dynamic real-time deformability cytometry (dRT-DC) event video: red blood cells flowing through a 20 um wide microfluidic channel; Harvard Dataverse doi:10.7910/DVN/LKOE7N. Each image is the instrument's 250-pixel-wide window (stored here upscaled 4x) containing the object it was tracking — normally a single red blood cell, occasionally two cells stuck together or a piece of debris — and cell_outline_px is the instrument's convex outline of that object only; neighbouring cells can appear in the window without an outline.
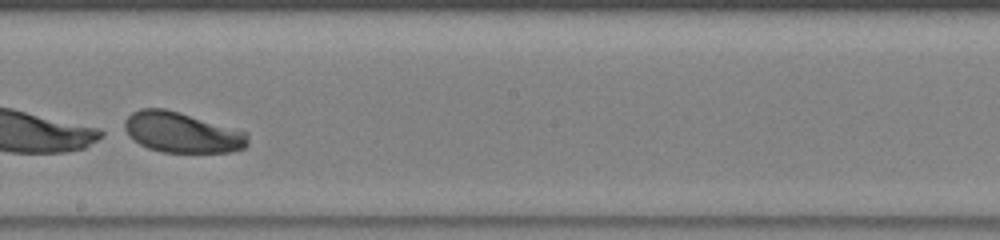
{"species": "human", "species_latin": "Homo sapiens", "temperature_condition": "warm", "stored_images_in_passage": 34, "segment_of_instrument_passage": [2, 2], "camera_frame_rate_fps": 3000, "um_per_image_px": 0.085, "donor": {"sex": "male"}, "frame": {"image": 1, "passage_image": 20, "time_ms": 6.333, "image_size_px": [1000, 240], "cell_outline_px": [[248, 144], [244, 148], [232, 152], [160, 152], [148, 148], [132, 140], [128, 136], [124, 128], [124, 120], [132, 112], [140, 108], [164, 108], [180, 112], [248, 132]], "centroid_in_image_um": [15.45, 11.25], "position_along_channel_um": 232.8, "area_um2": 29.3}}
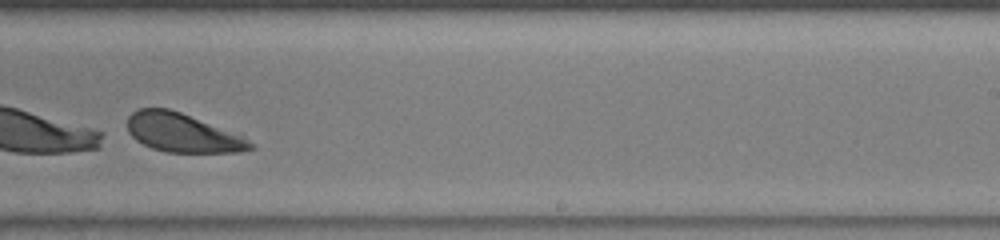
{"frame": {"image": 2, "passage_image": 23, "time_ms": 7.333, "image_size_px": [1000, 240], "cell_outline_px": [[256, 148], [240, 152], [164, 152], [152, 148], [136, 140], [128, 132], [128, 116], [136, 108], [168, 108], [180, 112], [244, 136], [256, 144]], "centroid_in_image_um": [15.53, 11.29], "position_along_channel_um": 273.5, "area_um2": 27.86}}
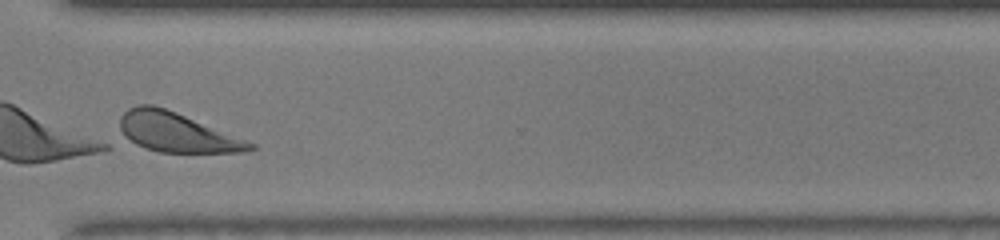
{"frame": {"image": 3, "passage_image": 29, "time_ms": 9.333, "image_size_px": [1000, 240], "cell_outline_px": [[256, 148], [244, 152], [160, 152], [144, 148], [136, 144], [124, 136], [120, 128], [120, 116], [128, 108], [136, 104], [152, 104], [176, 112], [248, 140], [256, 144]], "centroid_in_image_um": [15.02, 11.24], "position_along_channel_um": 355.6, "area_um2": 29.88}}